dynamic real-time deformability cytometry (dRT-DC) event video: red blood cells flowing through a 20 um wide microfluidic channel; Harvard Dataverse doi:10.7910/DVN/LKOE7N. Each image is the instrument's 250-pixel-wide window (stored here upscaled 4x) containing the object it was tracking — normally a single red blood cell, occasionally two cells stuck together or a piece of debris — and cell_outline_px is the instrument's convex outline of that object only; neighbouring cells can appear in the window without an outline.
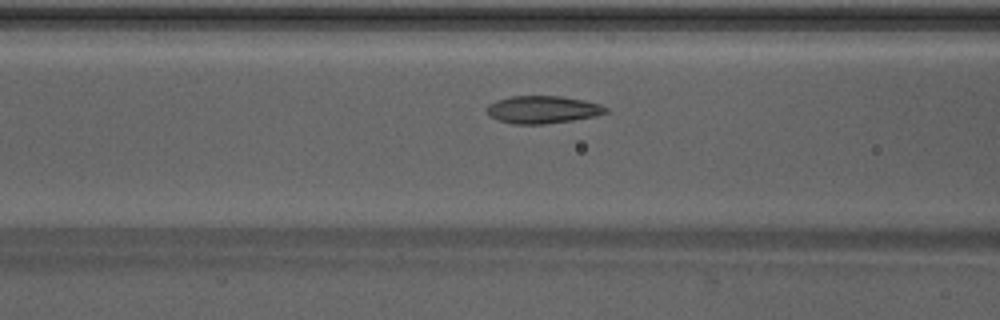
{"species": "Egyptian fruit bat (a non-hibernating species)", "species_latin": "Rousettus aegyptiacus", "temperature_condition": "warm", "stored_images_in_passage": 24, "camera_frame_rate_fps": 3000, "um_per_image_px": 0.085, "animal": {"sex": "male"}, "frame": {"image": 1, "passage_image": 7, "time_ms": 2.0, "image_size_px": [1000, 320], "cell_outline_px": [[608, 112], [596, 116], [572, 120], [544, 124], [516, 124], [500, 120], [488, 116], [488, 104], [496, 100], [512, 96], [560, 96], [584, 100], [600, 104], [608, 108]], "centroid_in_image_um": [46.15, 9.31], "position_along_channel_um": 120.5, "area_um2": 19.02}}
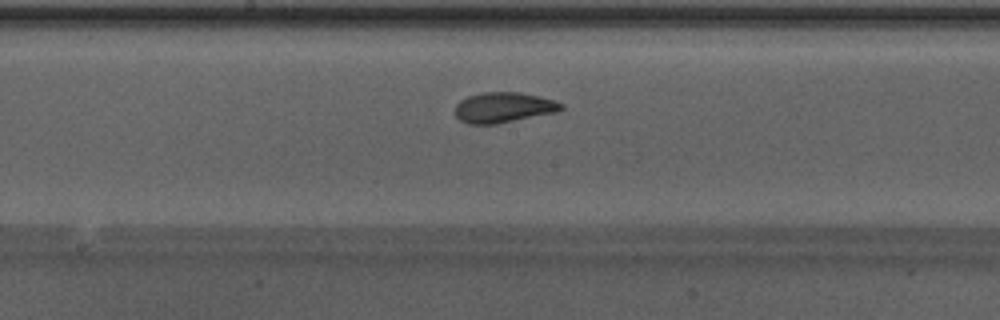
{"frame": {"image": 2, "passage_image": 13, "time_ms": 4.0, "image_size_px": [1000, 320], "cell_outline_px": [[564, 108], [556, 112], [496, 124], [468, 124], [460, 120], [456, 116], [456, 104], [460, 100], [468, 96], [484, 92], [520, 92], [540, 96], [564, 104]], "centroid_in_image_um": [42.8, 9.13], "position_along_channel_um": 205.4, "area_um2": 18.73}}
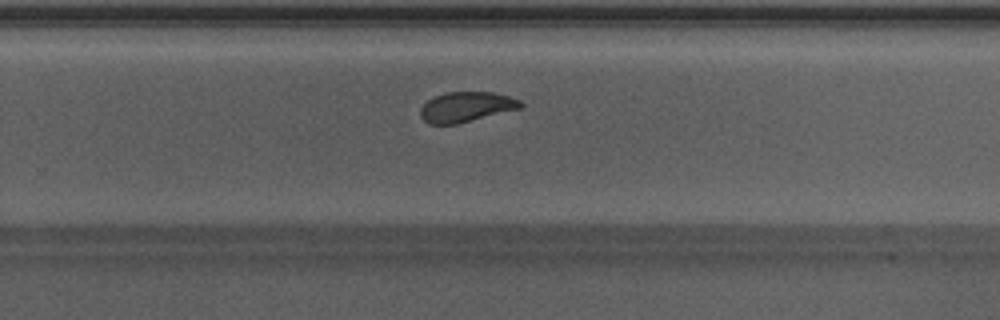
{"frame": {"image": 3, "passage_image": 19, "time_ms": 6.0, "image_size_px": [1000, 320], "cell_outline_px": [[524, 108], [456, 124], [428, 124], [420, 116], [420, 108], [428, 100], [436, 96], [448, 92], [492, 92], [508, 96], [520, 100], [524, 104]], "centroid_in_image_um": [39.66, 9.09], "position_along_channel_um": 290.1, "area_um2": 17.63}}